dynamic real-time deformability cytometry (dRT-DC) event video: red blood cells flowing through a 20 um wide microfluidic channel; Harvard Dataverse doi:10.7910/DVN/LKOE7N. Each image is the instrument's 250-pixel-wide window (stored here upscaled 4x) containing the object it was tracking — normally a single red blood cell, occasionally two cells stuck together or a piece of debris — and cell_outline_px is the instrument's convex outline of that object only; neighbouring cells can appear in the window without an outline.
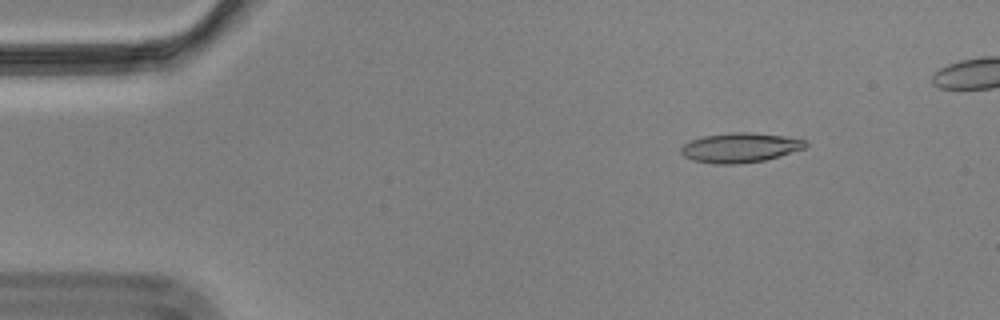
{"species": "Egyptian fruit bat (a non-hibernating species)", "species_latin": "Rousettus aegyptiacus", "temperature_condition": "cold", "stored_images_in_passage": 49, "camera_frame_rate_fps": 3000, "um_per_image_px": 0.085, "animal": {"sex": "male"}, "frame": {"image": 1, "passage_image": 3, "time_ms": 0.667, "image_size_px": [1000, 320], "cell_outline_px": [[808, 144], [804, 148], [780, 156], [764, 160], [740, 164], [712, 164], [692, 160], [684, 156], [680, 152], [680, 148], [684, 144], [692, 140], [704, 136], [732, 132], [752, 132], [784, 136], [804, 140]], "centroid_in_image_um": [62.88, 12.56], "position_along_channel_um": 22.1, "area_um2": 21.5}}
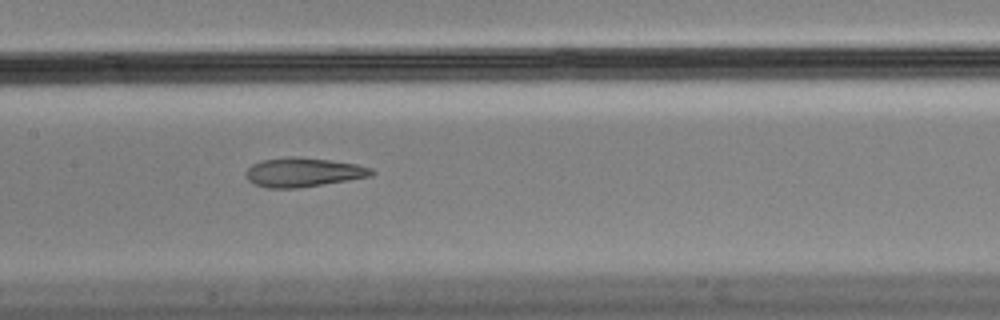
{"frame": {"image": 2, "passage_image": 23, "time_ms": 7.333, "image_size_px": [1000, 320], "cell_outline_px": [[376, 172], [372, 176], [296, 188], [268, 188], [256, 184], [248, 180], [244, 176], [244, 172], [252, 164], [260, 160], [288, 156], [296, 156], [332, 160], [356, 164], [372, 168]], "centroid_in_image_um": [25.75, 14.62], "position_along_channel_um": 181.7, "area_um2": 21.44}}
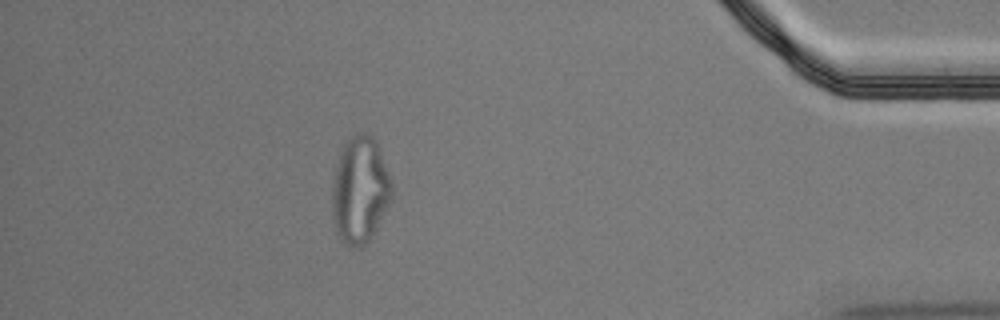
{"frame": {"image": 3, "passage_image": 46, "time_ms": 15.0, "image_size_px": [1000, 320], "cell_outline_px": [[392, 196], [388, 204], [368, 240], [360, 248], [356, 248], [348, 244], [336, 232], [332, 216], [332, 180], [336, 164], [340, 152], [344, 144], [352, 136], [364, 132], [372, 136], [380, 152], [392, 188]], "centroid_in_image_um": [30.55, 16.14], "position_along_channel_um": 404.7, "area_um2": 36.13}}